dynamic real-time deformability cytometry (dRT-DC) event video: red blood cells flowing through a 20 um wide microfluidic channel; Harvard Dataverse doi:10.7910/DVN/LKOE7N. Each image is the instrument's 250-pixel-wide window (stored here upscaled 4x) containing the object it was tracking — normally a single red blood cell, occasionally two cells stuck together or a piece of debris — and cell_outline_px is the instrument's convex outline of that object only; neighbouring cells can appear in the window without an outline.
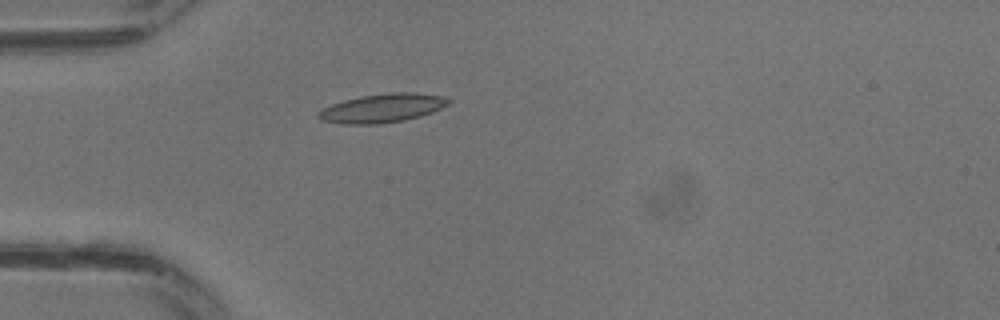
{"species": "common noctule bat (a hibernating species)", "species_latin": "Nyctalus noctula", "temperature_condition": "warm", "stored_images_in_passage": 10, "camera_frame_rate_fps": 3000, "um_per_image_px": 0.085, "animal": {"sex": "male", "body_mass_g": 13.3}, "frame": {"image": 1, "passage_image": 3, "time_ms": 0.667, "image_size_px": [1000, 320], "cell_outline_px": [[452, 100], [448, 104], [432, 112], [420, 116], [404, 120], [380, 124], [344, 124], [320, 120], [316, 116], [316, 112], [332, 104], [344, 100], [360, 96], [392, 92], [416, 92], [440, 96]], "centroid_in_image_um": [32.47, 9.19], "position_along_channel_um": 52.5, "area_um2": 21.79}}
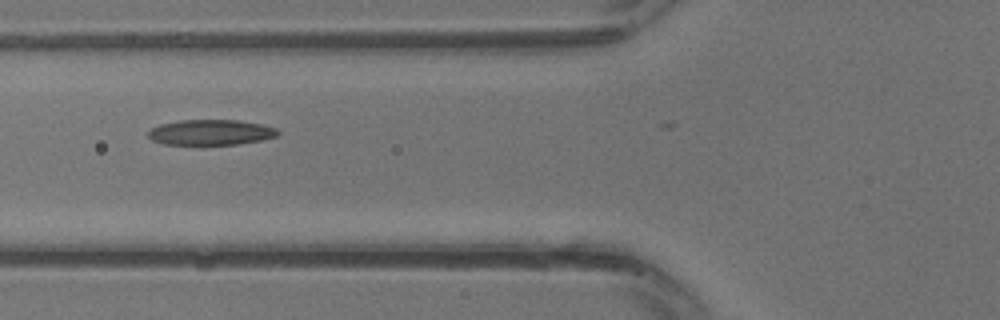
{"frame": {"image": 2, "passage_image": 6, "time_ms": 1.667, "image_size_px": [1000, 320], "cell_outline_px": [[280, 132], [276, 136], [260, 140], [236, 144], [164, 144], [152, 140], [148, 136], [148, 132], [152, 128], [160, 124], [180, 120], [240, 120], [260, 124], [276, 128]], "centroid_in_image_um": [17.9, 11.24], "position_along_channel_um": 107.9, "area_um2": 19.02}}
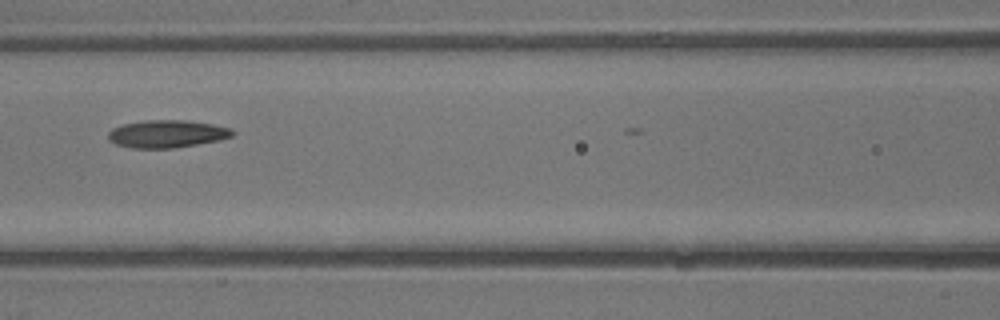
{"frame": {"image": 3, "passage_image": 8, "time_ms": 2.333, "image_size_px": [1000, 320], "cell_outline_px": [[236, 132], [232, 136], [220, 140], [172, 148], [132, 148], [116, 144], [108, 140], [108, 132], [112, 128], [124, 124], [144, 120], [184, 120], [212, 124], [232, 128]], "centroid_in_image_um": [14.19, 11.37], "position_along_channel_um": 152.4, "area_um2": 20.0}}